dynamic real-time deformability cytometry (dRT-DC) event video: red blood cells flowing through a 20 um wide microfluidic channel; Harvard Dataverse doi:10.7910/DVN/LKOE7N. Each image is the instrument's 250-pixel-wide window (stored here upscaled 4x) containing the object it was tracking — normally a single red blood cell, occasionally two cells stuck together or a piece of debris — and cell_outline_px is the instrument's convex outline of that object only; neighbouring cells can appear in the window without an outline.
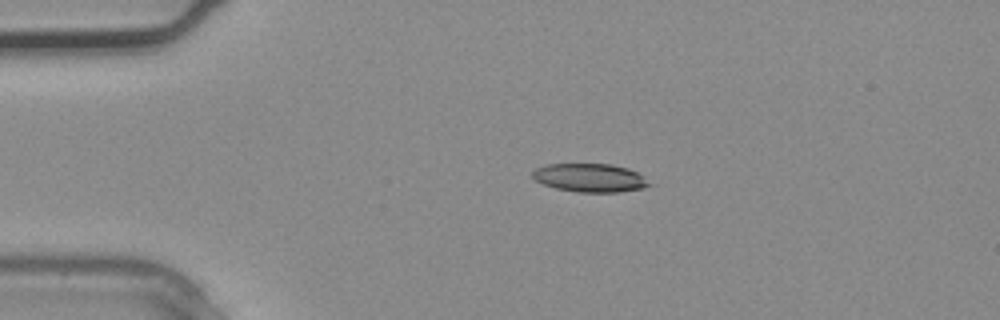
{"species": "common noctule bat (a hibernating species)", "species_latin": "Nyctalus noctula", "temperature_condition": "warm", "stored_images_in_passage": 1, "camera_frame_rate_fps": 3000, "um_per_image_px": 0.085, "animal": {"sex": "male", "body_mass_g": 20.4}, "frame": {"image": 1, "passage_image": 1, "time_ms": 0.0, "image_size_px": [1000, 320], "cell_outline_px": [[656, 184], [644, 188], [620, 192], [576, 192], [556, 188], [544, 184], [536, 180], [532, 176], [532, 172], [536, 168], [548, 164], [612, 164], [628, 168], [644, 176]], "centroid_in_image_um": [50.22, 15.12], "position_along_channel_um": 34.8, "area_um2": 19.54}}